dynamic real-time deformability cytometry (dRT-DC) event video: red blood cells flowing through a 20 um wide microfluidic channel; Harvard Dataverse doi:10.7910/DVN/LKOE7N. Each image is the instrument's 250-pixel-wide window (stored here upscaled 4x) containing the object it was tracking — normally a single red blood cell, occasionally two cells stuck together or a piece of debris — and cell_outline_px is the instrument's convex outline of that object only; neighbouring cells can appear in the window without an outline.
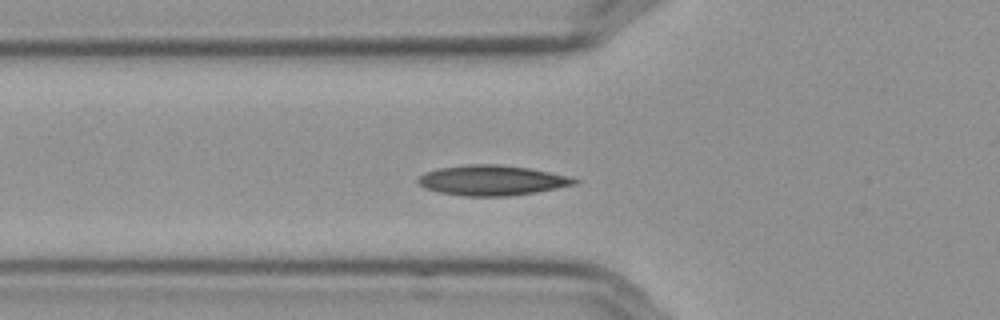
{"species": "Egyptian fruit bat (a non-hibernating species)", "species_latin": "Rousettus aegyptiacus", "temperature_condition": "cold", "stored_images_in_passage": 33, "camera_frame_rate_fps": 3000, "um_per_image_px": 0.085, "frame": {"image": 1, "passage_image": 2, "time_ms": 0.333, "image_size_px": [1000, 320], "cell_outline_px": [[580, 180], [576, 184], [536, 192], [508, 196], [464, 196], [440, 192], [424, 188], [416, 184], [416, 180], [424, 172], [436, 168], [468, 164], [500, 164], [528, 168], [568, 176]], "centroid_in_image_um": [41.75, 15.32], "position_along_channel_um": 84.0, "area_um2": 27.57}}
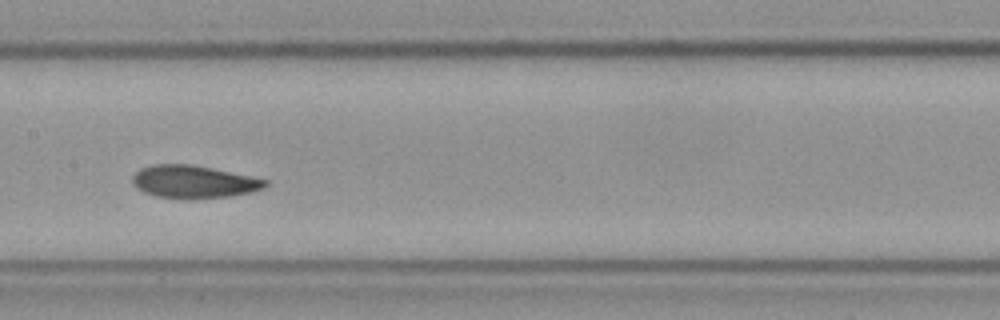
{"frame": {"image": 2, "passage_image": 11, "time_ms": 3.333, "image_size_px": [1000, 320], "cell_outline_px": [[268, 184], [264, 188], [252, 192], [228, 196], [192, 200], [188, 200], [156, 196], [144, 192], [136, 188], [132, 184], [132, 176], [140, 168], [152, 164], [192, 164], [212, 168], [268, 180]], "centroid_in_image_um": [16.43, 15.46], "position_along_channel_um": 191.0, "area_um2": 25.61}}
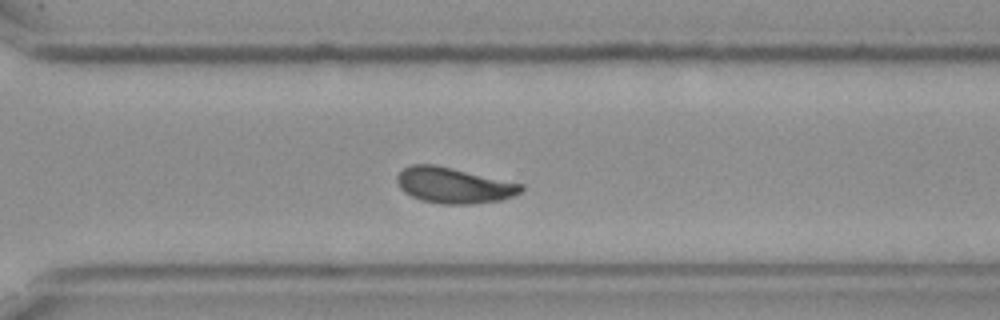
{"frame": {"image": 3, "passage_image": 23, "time_ms": 7.333, "image_size_px": [1000, 320], "cell_outline_px": [[524, 188], [516, 196], [500, 200], [472, 204], [440, 204], [420, 200], [404, 192], [400, 188], [396, 180], [396, 176], [404, 168], [412, 164], [436, 164], [524, 184]], "centroid_in_image_um": [38.58, 15.75], "position_along_channel_um": 332.0, "area_um2": 26.07}, "authors_computed_cell_mechanics": {"area_um2": 25.2008, "velocity_mm_per_s": 3.5344, "shape_relaxation_time_tau1_ms": 3.8788, "shape_relaxation_time_tau2_ms": 2.1685, "deformation_change_tau1": 0.1052, "deformation_change_tau2": 0.0642}}